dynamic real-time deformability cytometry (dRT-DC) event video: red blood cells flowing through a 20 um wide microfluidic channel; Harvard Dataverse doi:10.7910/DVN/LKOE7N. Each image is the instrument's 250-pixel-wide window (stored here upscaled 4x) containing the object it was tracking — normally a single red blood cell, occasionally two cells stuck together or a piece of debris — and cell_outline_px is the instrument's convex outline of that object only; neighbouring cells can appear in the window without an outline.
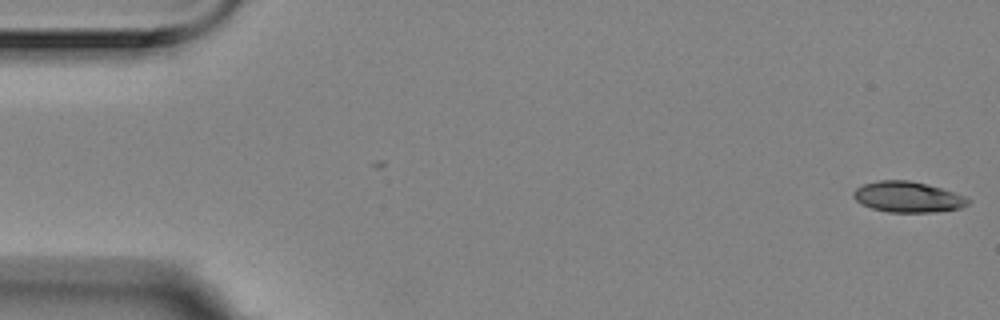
{"species": "Egyptian fruit bat (a non-hibernating species)", "species_latin": "Rousettus aegyptiacus", "temperature_condition": "room temperature", "stored_images_in_passage": 56, "camera_frame_rate_fps": 3000, "um_per_image_px": 0.085, "animal": {"sex": "female"}, "frame": {"image": 1, "passage_image": 1, "time_ms": 0.0, "image_size_px": [1000, 320], "cell_outline_px": [[972, 200], [968, 204], [960, 208], [932, 212], [888, 212], [872, 208], [860, 204], [852, 196], [852, 192], [856, 188], [864, 184], [880, 180], [908, 180], [940, 188], [964, 196]], "centroid_in_image_um": [77.12, 16.75], "position_along_channel_um": 7.9, "area_um2": 20.35}}
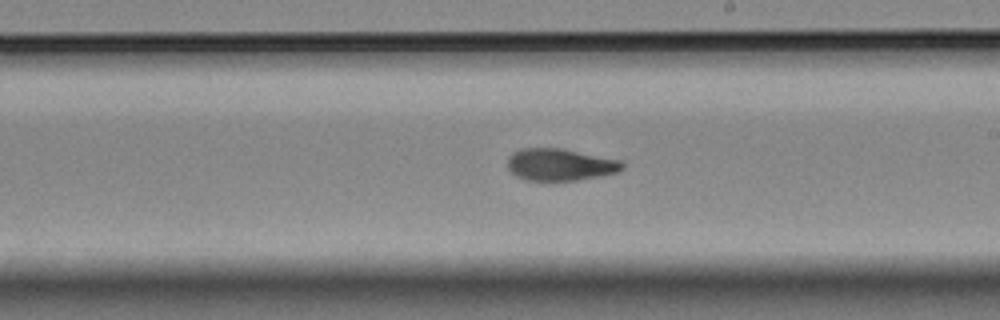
{"frame": {"image": 2, "passage_image": 32, "time_ms": 10.333, "image_size_px": [1000, 320], "cell_outline_px": [[624, 168], [616, 172], [576, 180], [524, 180], [516, 176], [508, 168], [508, 156], [512, 152], [524, 148], [560, 148], [624, 160]], "centroid_in_image_um": [47.61, 13.98], "position_along_channel_um": 241.4, "area_um2": 21.39}}
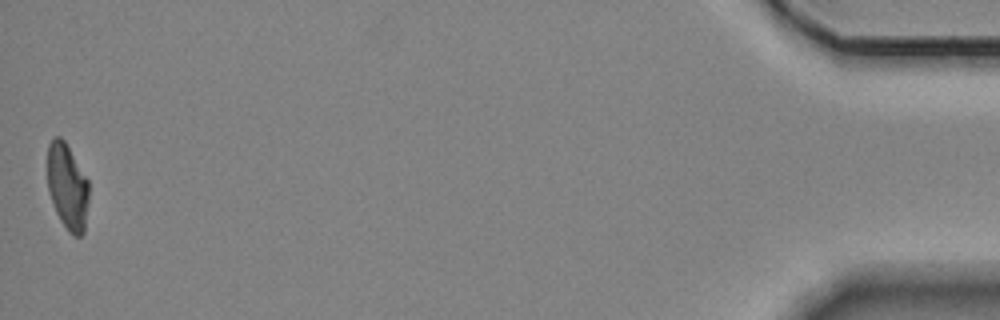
{"frame": {"image": 3, "passage_image": 56, "time_ms": 18.333, "image_size_px": [1000, 320], "cell_outline_px": [[88, 204], [84, 232], [80, 236], [72, 236], [68, 232], [60, 220], [56, 212], [48, 192], [48, 144], [52, 136], [60, 136], [64, 140], [88, 180]], "centroid_in_image_um": [5.72, 15.88], "position_along_channel_um": 429.5, "area_um2": 20.81}, "authors_computed_cell_mechanics": {"area_um2": 21.4438, "velocity_mm_per_s": 3.5241, "shape_relaxation_time_tau1_ms": 10.0267, "shape_relaxation_time_tau2_ms": 2.8899, "deformation_change_tau1": 0.2459, "deformation_change_tau2": 0.091}}